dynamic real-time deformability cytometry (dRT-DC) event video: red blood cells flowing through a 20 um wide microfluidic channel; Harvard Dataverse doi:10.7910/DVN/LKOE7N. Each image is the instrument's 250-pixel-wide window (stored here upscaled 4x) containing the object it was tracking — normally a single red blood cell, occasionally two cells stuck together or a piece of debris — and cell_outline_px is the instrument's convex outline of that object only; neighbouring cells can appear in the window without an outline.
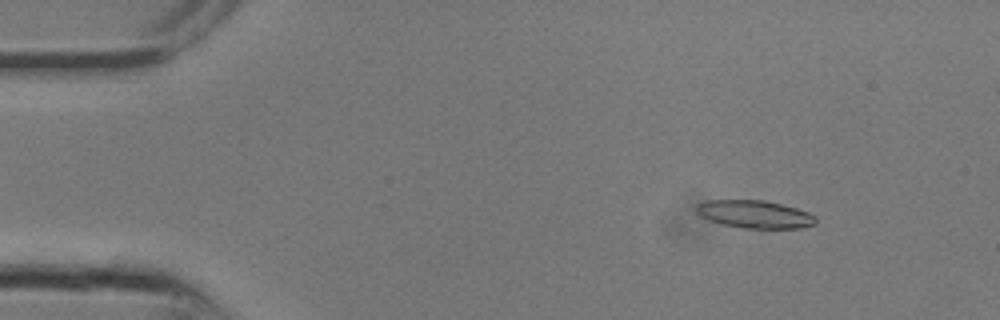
{"species": "common noctule bat (a hibernating species)", "species_latin": "Nyctalus noctula", "temperature_condition": "room temperature", "stored_images_in_passage": 15, "camera_frame_rate_fps": 3000, "um_per_image_px": 0.085, "animal": {"sex": "male", "body_mass_g": 13.3}, "frame": {"image": 1, "passage_image": 4, "time_ms": 1.0, "image_size_px": [1000, 320], "cell_outline_px": [[816, 224], [800, 228], [760, 232], [724, 224], [708, 220], [700, 216], [696, 212], [696, 204], [704, 200], [764, 200], [796, 208], [808, 212], [816, 216]], "centroid_in_image_um": [64.17, 18.26], "position_along_channel_um": 20.8, "area_um2": 20.23}}
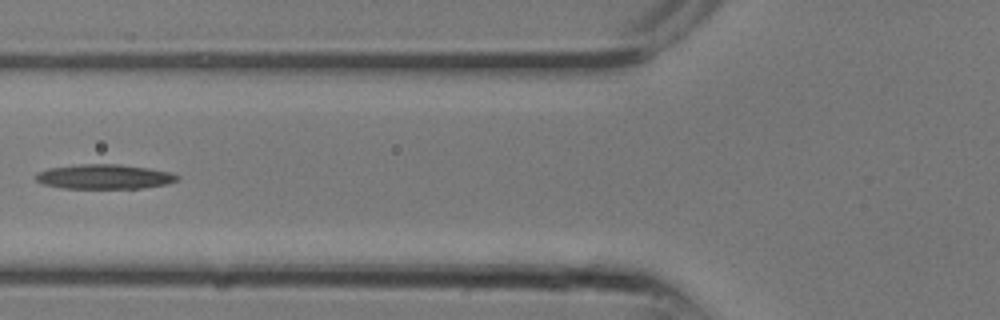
{"frame": {"image": 2, "passage_image": 11, "time_ms": 3.333, "image_size_px": [1000, 320], "cell_outline_px": [[180, 176], [176, 180], [168, 184], [140, 188], [64, 188], [44, 184], [36, 180], [32, 176], [36, 172], [48, 168], [76, 164], [120, 164], [148, 168], [172, 172]], "centroid_in_image_um": [8.83, 15.01], "position_along_channel_um": 117.0, "area_um2": 20.46}}
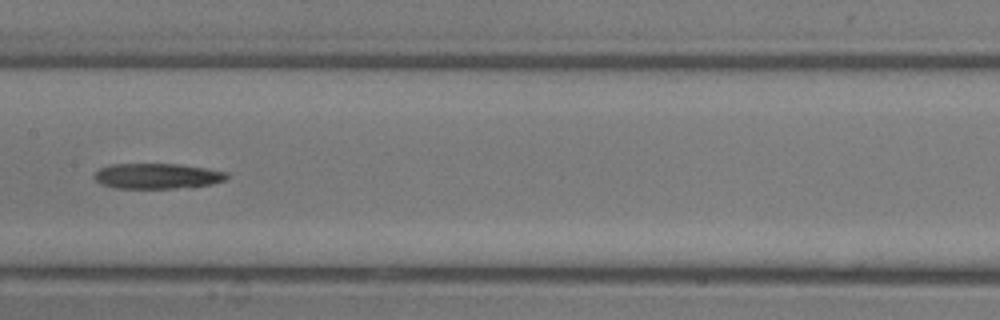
{"frame": {"image": 3, "passage_image": 14, "time_ms": 4.333, "image_size_px": [1000, 320], "cell_outline_px": [[228, 176], [224, 180], [212, 184], [192, 188], [116, 188], [100, 184], [92, 176], [100, 168], [112, 164], [180, 164], [228, 172]], "centroid_in_image_um": [13.37, 14.97], "position_along_channel_um": 194.0, "area_um2": 19.77}}